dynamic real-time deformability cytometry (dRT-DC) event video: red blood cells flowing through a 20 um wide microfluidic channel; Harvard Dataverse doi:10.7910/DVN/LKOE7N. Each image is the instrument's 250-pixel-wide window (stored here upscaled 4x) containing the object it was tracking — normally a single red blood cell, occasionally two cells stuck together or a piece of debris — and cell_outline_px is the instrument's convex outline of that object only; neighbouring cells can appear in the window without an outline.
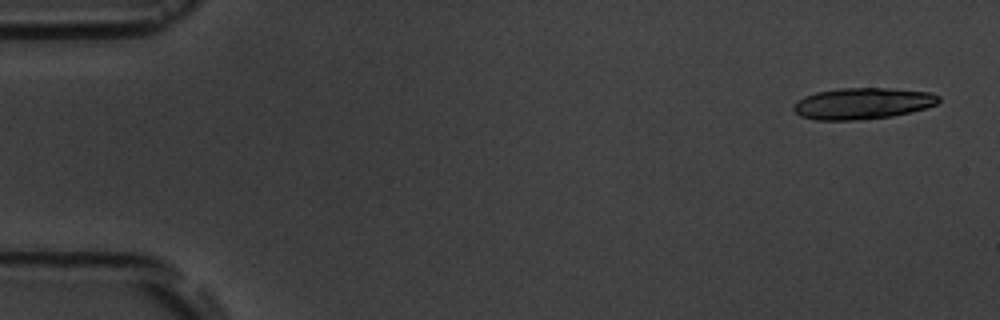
{"species": "common noctule bat (a hibernating species)", "species_latin": "Nyctalus noctula", "temperature_condition": "room temperature", "stored_images_in_passage": 6, "camera_frame_rate_fps": 3000, "um_per_image_px": 0.085, "animal": {"sex": "male", "body_mass_g": 19.5, "forearm_length_mm": 54.6}, "frame": {"image": 1, "passage_image": 1, "time_ms": 0.0, "image_size_px": [1000, 320], "cell_outline_px": [[940, 100], [936, 104], [924, 108], [892, 116], [852, 120], [816, 120], [800, 116], [792, 108], [792, 104], [804, 96], [816, 92], [840, 88], [888, 88], [932, 92], [940, 96]], "centroid_in_image_um": [73.29, 8.78], "position_along_channel_um": 11.7, "area_um2": 26.47}}